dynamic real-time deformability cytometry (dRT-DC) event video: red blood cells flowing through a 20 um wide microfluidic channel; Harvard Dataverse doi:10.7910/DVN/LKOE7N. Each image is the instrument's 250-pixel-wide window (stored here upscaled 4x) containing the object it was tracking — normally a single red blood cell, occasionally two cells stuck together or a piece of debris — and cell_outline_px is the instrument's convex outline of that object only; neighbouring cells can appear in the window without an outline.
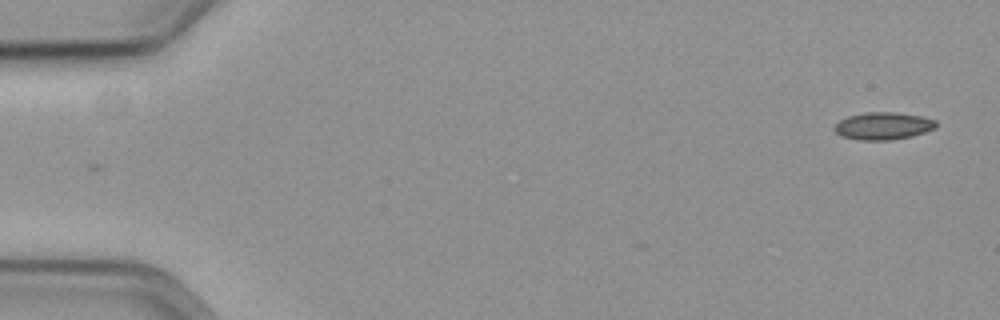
{"species": "common noctule bat (a hibernating species)", "species_latin": "Nyctalus noctula", "temperature_condition": "cold", "stored_images_in_passage": 9, "camera_frame_rate_fps": 3000, "um_per_image_px": 0.085, "animal": {"sex": "female", "body_mass_g": 19.3, "forearm_length_mm": 54.1}, "frame": {"image": 1, "passage_image": 1, "time_ms": 0.0, "image_size_px": [1000, 320], "cell_outline_px": [[936, 128], [912, 136], [892, 140], [856, 140], [840, 136], [832, 128], [840, 120], [848, 116], [864, 112], [896, 112], [920, 116], [936, 120]], "centroid_in_image_um": [75.04, 10.71], "position_along_channel_um": 10.0, "area_um2": 16.36}}